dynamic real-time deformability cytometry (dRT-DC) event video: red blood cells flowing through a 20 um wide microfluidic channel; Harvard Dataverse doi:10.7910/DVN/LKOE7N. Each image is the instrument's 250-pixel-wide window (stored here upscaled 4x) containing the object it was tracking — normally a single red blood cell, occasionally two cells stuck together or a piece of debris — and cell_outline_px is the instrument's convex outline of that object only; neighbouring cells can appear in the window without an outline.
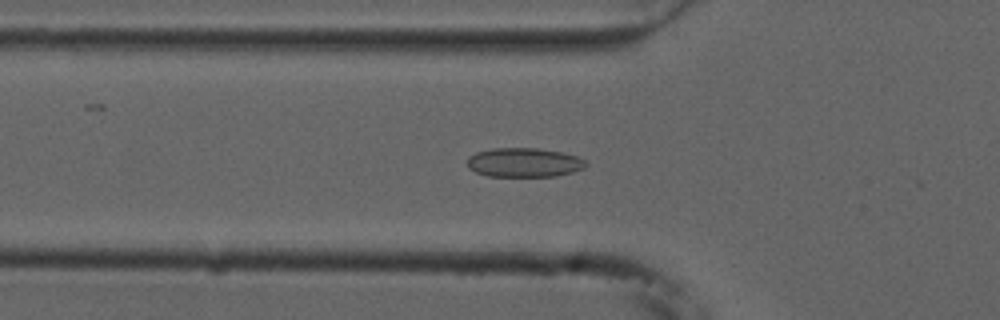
{"species": "common noctule bat (a hibernating species)", "species_latin": "Nyctalus noctula", "temperature_condition": "cold", "stored_images_in_passage": 26, "camera_frame_rate_fps": 3000, "um_per_image_px": 0.085, "animal": {"sex": "male", "forearm_length_mm": 52.5}, "frame": {"image": 1, "passage_image": 17, "time_ms": 5.333, "image_size_px": [1000, 320], "cell_outline_px": [[588, 164], [584, 168], [572, 172], [556, 176], [488, 176], [476, 172], [468, 168], [468, 156], [476, 152], [492, 148], [536, 148], [560, 152], [576, 156], [584, 160]], "centroid_in_image_um": [44.52, 13.81], "position_along_channel_um": 81.3, "area_um2": 20.11}}
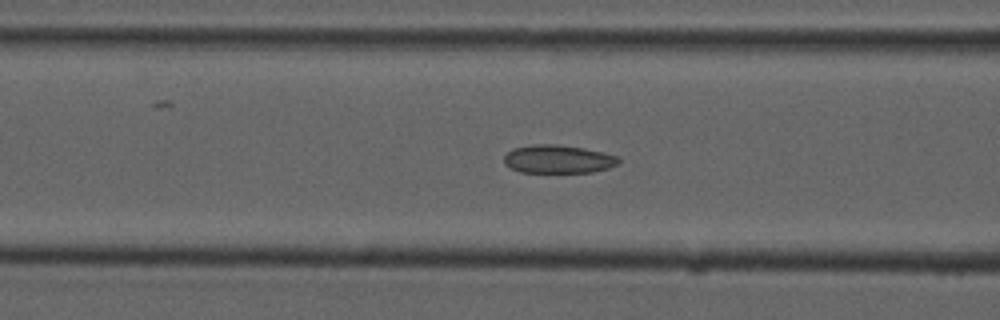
{"frame": {"image": 2, "passage_image": 20, "time_ms": 6.333, "image_size_px": [1000, 320], "cell_outline_px": [[620, 160], [616, 164], [608, 168], [592, 172], [520, 172], [504, 164], [504, 156], [512, 148], [532, 144], [556, 144], [584, 148], [604, 152], [616, 156]], "centroid_in_image_um": [47.41, 13.51], "position_along_channel_um": 119.2, "area_um2": 18.84}}
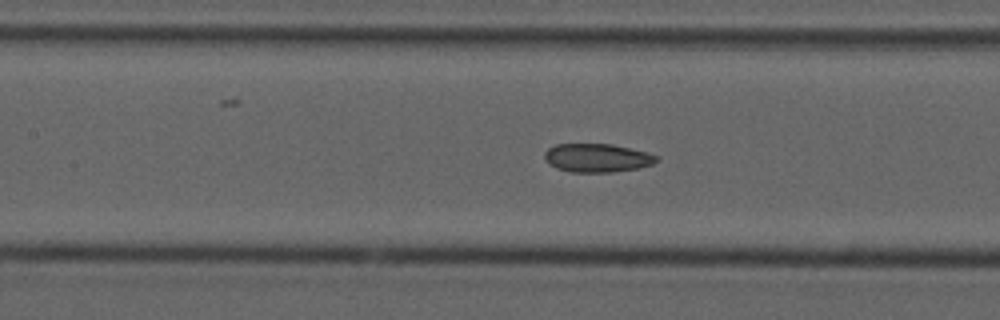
{"frame": {"image": 3, "passage_image": 23, "time_ms": 7.333, "image_size_px": [1000, 320], "cell_outline_px": [[656, 160], [652, 164], [636, 168], [612, 172], [572, 172], [556, 168], [544, 156], [544, 152], [548, 148], [556, 144], [612, 144], [644, 152], [656, 156]], "centroid_in_image_um": [50.71, 13.42], "position_along_channel_um": 156.7, "area_um2": 18.15}}